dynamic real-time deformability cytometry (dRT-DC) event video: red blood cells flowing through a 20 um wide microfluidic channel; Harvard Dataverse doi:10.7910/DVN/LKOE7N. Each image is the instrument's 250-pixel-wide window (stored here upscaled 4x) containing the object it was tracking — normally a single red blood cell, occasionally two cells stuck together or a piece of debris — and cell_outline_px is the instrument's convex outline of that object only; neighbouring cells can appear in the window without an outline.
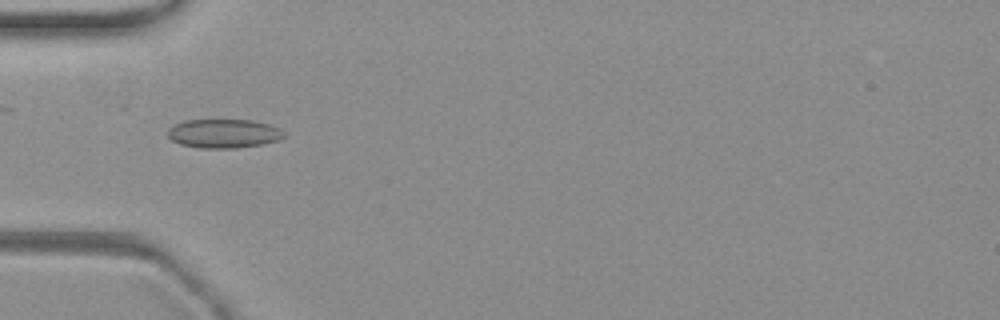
{"species": "common noctule bat (a hibernating species)", "species_latin": "Nyctalus noctula", "temperature_condition": "warm", "stored_images_in_passage": 3, "camera_frame_rate_fps": 3000, "um_per_image_px": 0.085, "animal": {"sex": "female", "body_mass_g": 19.3, "forearm_length_mm": 54.1}, "frame": {"image": 1, "passage_image": 1, "time_ms": 0.0, "image_size_px": [1000, 320], "cell_outline_px": [[288, 136], [280, 140], [260, 144], [236, 148], [200, 148], [180, 144], [172, 140], [168, 136], [168, 128], [184, 120], [256, 120], [280, 128]], "centroid_in_image_um": [19.05, 11.34], "position_along_channel_um": 65.9, "area_um2": 19.71}}